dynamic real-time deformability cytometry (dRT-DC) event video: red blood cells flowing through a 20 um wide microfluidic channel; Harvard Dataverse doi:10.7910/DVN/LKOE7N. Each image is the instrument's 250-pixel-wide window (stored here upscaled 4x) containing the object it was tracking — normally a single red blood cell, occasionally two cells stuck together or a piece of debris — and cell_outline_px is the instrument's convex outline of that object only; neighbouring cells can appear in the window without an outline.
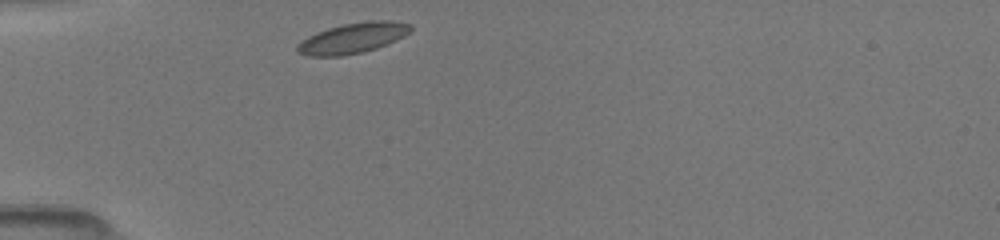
{"species": "common noctule bat (a hibernating species)", "species_latin": "Nyctalus noctula", "temperature_condition": "room temperature", "stored_images_in_passage": 31, "camera_frame_rate_fps": 3000, "um_per_image_px": 0.085, "animal": {"sex": "female", "body_mass_g": 19.5, "forearm_length_mm": 54.1}, "frame": {"image": 1, "passage_image": 1, "time_ms": 0.0, "image_size_px": [1000, 240], "cell_outline_px": [[412, 28], [404, 36], [396, 40], [376, 48], [364, 52], [340, 56], [304, 56], [296, 52], [296, 44], [300, 40], [316, 32], [328, 28], [344, 24], [368, 20], [392, 20], [412, 24]], "centroid_in_image_um": [29.95, 3.24], "position_along_channel_um": 55.1, "area_um2": 20.35}}
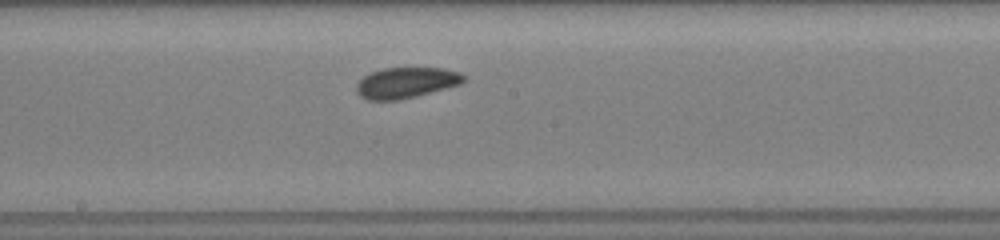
{"frame": {"image": 2, "passage_image": 14, "time_ms": 4.333, "image_size_px": [1000, 240], "cell_outline_px": [[468, 76], [460, 84], [416, 96], [396, 100], [368, 100], [360, 96], [356, 92], [356, 84], [364, 76], [372, 72], [384, 68], [444, 68], [460, 72]], "centroid_in_image_um": [34.53, 7.02], "position_along_channel_um": 213.7, "area_um2": 19.19}}
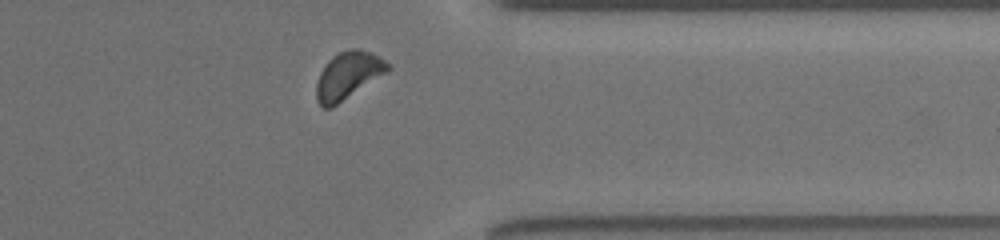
{"frame": {"image": 3, "passage_image": 27, "time_ms": 8.667, "image_size_px": [1000, 240], "cell_outline_px": [[392, 68], [388, 72], [332, 108], [324, 108], [316, 100], [316, 84], [320, 72], [328, 60], [332, 56], [348, 48], [360, 48], [372, 52], [380, 56]], "centroid_in_image_um": [29.6, 6.4], "position_along_channel_um": 381.8, "area_um2": 19.94}, "authors_computed_cell_mechanics": {"area_um2": 19.1896, "velocity_mm_per_s": 3.9895, "shape_relaxation_time_tau1_ms": 1.8485, "shape_relaxation_time_tau2_ms": 3.6059, "deformation_change_tau1": 0.051, "deformation_change_tau2": 0.0904}}